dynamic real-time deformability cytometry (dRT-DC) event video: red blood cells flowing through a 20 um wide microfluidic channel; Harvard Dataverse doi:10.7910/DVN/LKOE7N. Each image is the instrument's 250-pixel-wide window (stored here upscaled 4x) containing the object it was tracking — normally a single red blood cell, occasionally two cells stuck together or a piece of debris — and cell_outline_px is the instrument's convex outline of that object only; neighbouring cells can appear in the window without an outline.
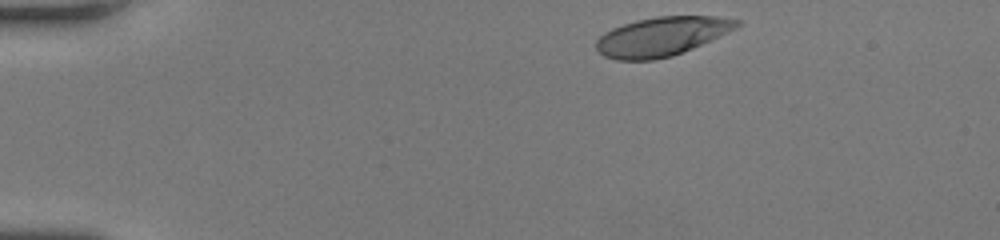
{"species": "human", "species_latin": "Homo sapiens", "temperature_condition": "room temperature", "stored_images_in_passage": 42, "camera_frame_rate_fps": 3000, "um_per_image_px": 0.085, "donor": {"sex": "female"}, "frame": {"image": 1, "passage_image": 1, "time_ms": 0.0, "image_size_px": [1000, 240], "cell_outline_px": [[744, 20], [736, 28], [720, 36], [692, 48], [672, 56], [652, 60], [616, 60], [604, 56], [596, 48], [596, 40], [604, 32], [612, 28], [636, 20], [656, 16], [716, 16]], "centroid_in_image_um": [56.25, 3.09], "position_along_channel_um": 28.7, "area_um2": 31.96}}
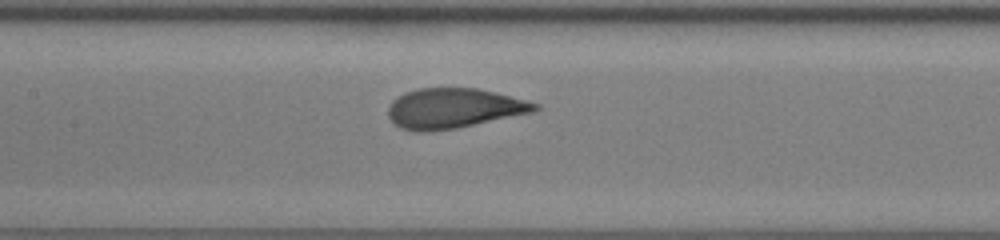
{"frame": {"image": 2, "passage_image": 17, "time_ms": 5.333, "image_size_px": [1000, 240], "cell_outline_px": [[540, 108], [536, 112], [456, 128], [424, 132], [416, 132], [400, 128], [388, 116], [388, 108], [392, 100], [404, 92], [420, 88], [476, 88], [540, 104]], "centroid_in_image_um": [38.55, 9.21], "position_along_channel_um": 168.8, "area_um2": 34.1}}
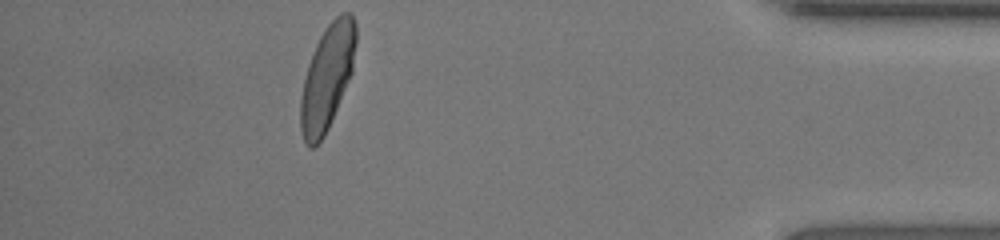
{"frame": {"image": 3, "passage_image": 37, "time_ms": 12.0, "image_size_px": [1000, 240], "cell_outline_px": [[356, 44], [352, 72], [328, 128], [324, 136], [312, 148], [308, 148], [304, 140], [300, 128], [300, 96], [308, 64], [316, 44], [320, 36], [328, 24], [340, 12], [352, 12], [356, 24]], "centroid_in_image_um": [27.81, 6.54], "position_along_channel_um": 407.4, "area_um2": 33.7}, "authors_computed_cell_mechanics": {"area_um2": 33.6974, "velocity_mm_per_s": 4.237, "shape_relaxation_time_tau1_ms": 2.6902, "shape_relaxation_time_tau2_ms": null, "deformation_change_tau1": 0.1571, "deformation_change_tau2": null}}